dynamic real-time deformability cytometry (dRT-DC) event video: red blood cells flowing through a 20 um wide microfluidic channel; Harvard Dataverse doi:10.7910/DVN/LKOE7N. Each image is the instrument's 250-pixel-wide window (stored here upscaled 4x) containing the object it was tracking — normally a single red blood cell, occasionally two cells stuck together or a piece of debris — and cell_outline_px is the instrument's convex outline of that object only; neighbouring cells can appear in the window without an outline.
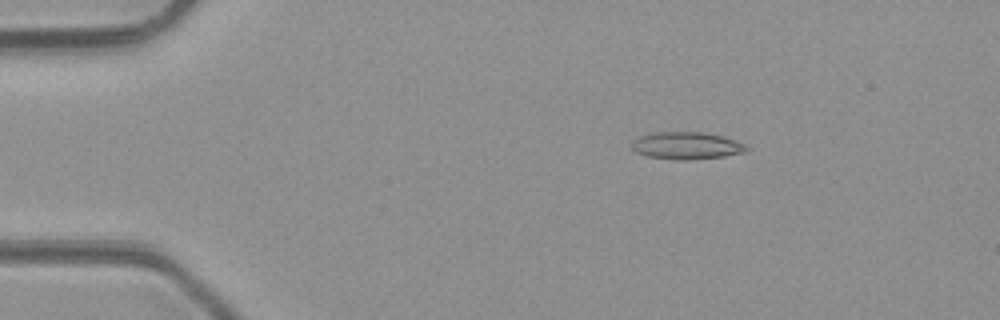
{"species": "common noctule bat (a hibernating species)", "species_latin": "Nyctalus noctula", "temperature_condition": "room temperature", "stored_images_in_passage": 3, "camera_frame_rate_fps": 3000, "um_per_image_px": 0.085, "animal": {"sex": "male", "body_mass_g": 23.1, "forearm_length_mm": 52.7}, "frame": {"image": 1, "passage_image": 1, "time_ms": 0.0, "image_size_px": [1000, 320], "cell_outline_px": [[748, 148], [744, 152], [724, 156], [688, 160], [680, 160], [648, 156], [636, 152], [632, 148], [632, 140], [640, 136], [656, 132], [704, 132], [720, 136], [744, 144]], "centroid_in_image_um": [58.31, 12.38], "position_along_channel_um": 26.7, "area_um2": 17.92}}